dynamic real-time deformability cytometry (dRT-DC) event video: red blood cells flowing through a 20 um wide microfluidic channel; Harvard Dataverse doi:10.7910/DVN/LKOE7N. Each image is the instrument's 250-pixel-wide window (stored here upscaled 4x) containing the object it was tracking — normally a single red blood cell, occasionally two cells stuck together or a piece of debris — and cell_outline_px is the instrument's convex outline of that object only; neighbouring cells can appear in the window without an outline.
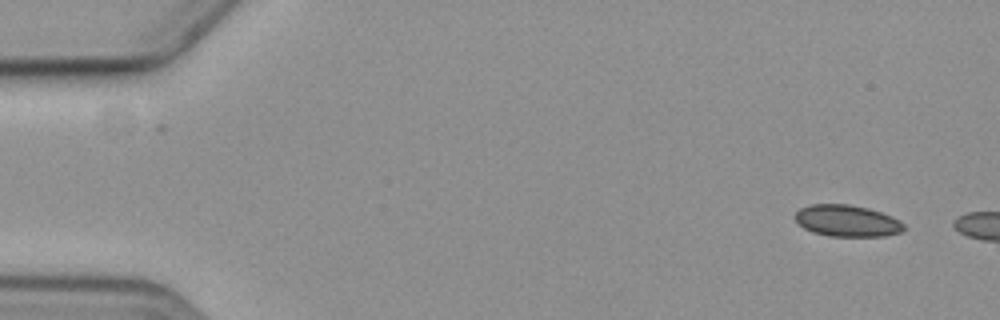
{"species": "common noctule bat (a hibernating species)", "species_latin": "Nyctalus noctula", "temperature_condition": "cold", "stored_images_in_passage": 2, "camera_frame_rate_fps": 3000, "um_per_image_px": 0.085, "animal": {"sex": "female", "body_mass_g": 19.3, "forearm_length_mm": 54.1}, "frame": {"image": 1, "passage_image": 1, "time_ms": 0.0, "image_size_px": [1000, 320], "cell_outline_px": [[904, 228], [900, 232], [884, 236], [828, 236], [812, 232], [804, 228], [796, 220], [796, 212], [800, 208], [812, 204], [848, 204], [868, 208], [892, 216], [900, 220], [904, 224]], "centroid_in_image_um": [72.01, 18.77], "position_along_channel_um": 13.0, "area_um2": 19.94}}